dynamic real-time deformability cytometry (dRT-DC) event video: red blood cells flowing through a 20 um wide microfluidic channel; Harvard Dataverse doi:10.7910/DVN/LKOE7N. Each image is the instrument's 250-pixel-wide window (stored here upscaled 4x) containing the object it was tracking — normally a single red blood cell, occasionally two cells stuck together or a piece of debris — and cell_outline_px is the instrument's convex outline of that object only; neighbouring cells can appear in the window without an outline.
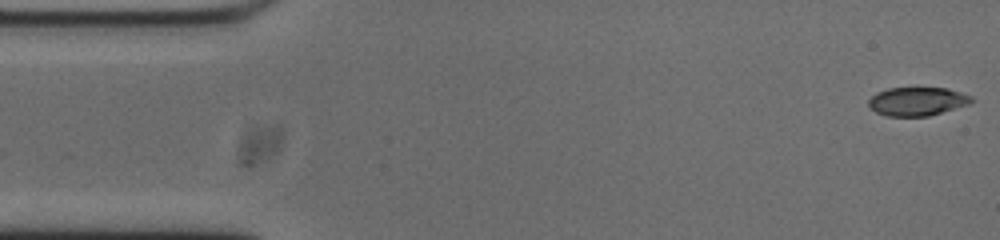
{"species": "common noctule bat (a hibernating species)", "species_latin": "Nyctalus noctula", "temperature_condition": "cold", "stored_images_in_passage": 2, "camera_frame_rate_fps": 3000, "um_per_image_px": 0.085, "animal": {"sex": "male", "body_mass_g": 20.0, "forearm_length_mm": 53.3}, "frame": {"image": 1, "passage_image": 2, "time_ms": 0.333, "image_size_px": [1000, 240], "cell_outline_px": [[972, 100], [968, 104], [928, 116], [888, 116], [876, 112], [868, 104], [868, 100], [876, 92], [888, 88], [948, 88], [972, 96]], "centroid_in_image_um": [77.94, 8.61], "position_along_channel_um": 7.1, "area_um2": 16.94}}